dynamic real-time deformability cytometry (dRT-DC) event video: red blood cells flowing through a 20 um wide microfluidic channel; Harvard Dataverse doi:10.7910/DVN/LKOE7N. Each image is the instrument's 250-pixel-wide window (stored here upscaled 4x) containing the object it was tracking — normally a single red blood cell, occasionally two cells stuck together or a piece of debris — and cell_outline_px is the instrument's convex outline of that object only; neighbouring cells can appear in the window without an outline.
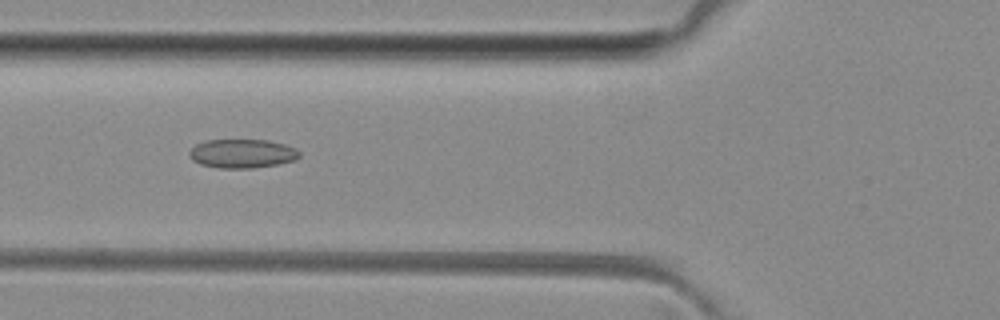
{"species": "common noctule bat (a hibernating species)", "species_latin": "Nyctalus noctula", "temperature_condition": "room temperature", "stored_images_in_passage": 7, "camera_frame_rate_fps": 3000, "um_per_image_px": 0.085, "animal": {"sex": "female", "body_mass_g": 29.2, "forearm_length_mm": 56.3}, "frame": {"image": 1, "passage_image": 5, "time_ms": 4.667, "image_size_px": [1000, 320], "cell_outline_px": [[300, 156], [296, 160], [276, 164], [252, 168], [216, 168], [200, 164], [192, 160], [188, 156], [188, 152], [196, 144], [208, 140], [268, 140], [284, 144], [296, 148], [300, 152]], "centroid_in_image_um": [20.58, 13.05], "position_along_channel_um": 105.2, "area_um2": 18.61}}
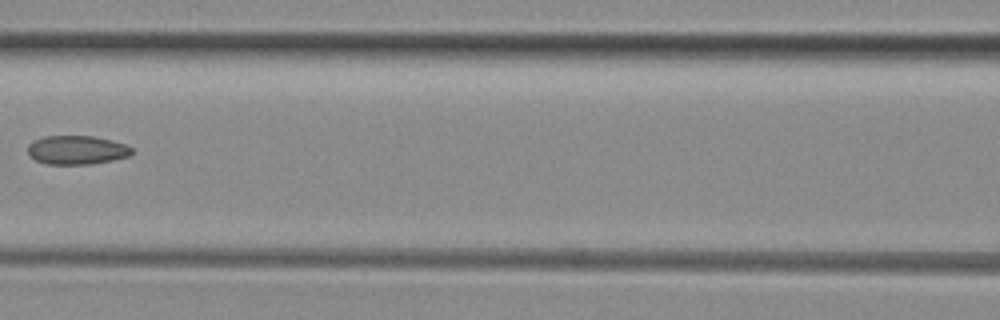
{"frame": {"image": 2, "passage_image": 6, "time_ms": 6.0, "image_size_px": [1000, 320], "cell_outline_px": [[132, 156], [92, 164], [44, 164], [28, 156], [28, 144], [32, 140], [44, 136], [92, 136], [112, 140], [128, 144], [132, 148]], "centroid_in_image_um": [6.53, 12.75], "position_along_channel_um": 160.1, "area_um2": 17.8}}
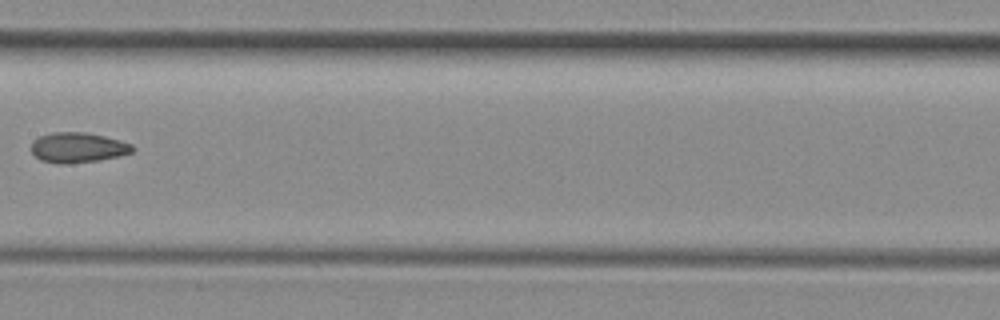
{"frame": {"image": 3, "passage_image": 7, "time_ms": 7.0, "image_size_px": [1000, 320], "cell_outline_px": [[136, 148], [132, 152], [100, 160], [68, 164], [56, 164], [40, 160], [32, 152], [32, 140], [40, 136], [52, 132], [84, 132], [104, 136], [120, 140], [132, 144]], "centroid_in_image_um": [6.6, 12.54], "position_along_channel_um": 200.8, "area_um2": 17.86}}